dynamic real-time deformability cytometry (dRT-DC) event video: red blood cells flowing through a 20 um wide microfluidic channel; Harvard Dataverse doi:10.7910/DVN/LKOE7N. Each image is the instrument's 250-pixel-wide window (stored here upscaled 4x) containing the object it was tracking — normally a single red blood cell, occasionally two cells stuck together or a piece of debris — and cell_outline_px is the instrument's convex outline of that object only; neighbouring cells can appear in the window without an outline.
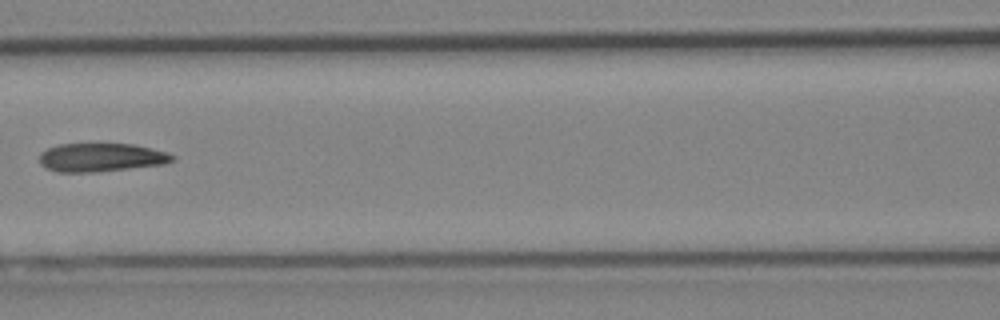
{"species": "Egyptian fruit bat (a non-hibernating species)", "species_latin": "Rousettus aegyptiacus", "temperature_condition": "cold", "stored_images_in_passage": 7, "camera_frame_rate_fps": 3000, "um_per_image_px": 0.085, "animal": {"sex": "female"}, "frame": {"image": 1, "passage_image": 7, "time_ms": 2.0, "image_size_px": [1000, 320], "cell_outline_px": [[176, 160], [164, 164], [96, 172], [56, 172], [40, 164], [40, 152], [48, 148], [60, 144], [132, 144], [168, 152], [176, 156]], "centroid_in_image_um": [8.62, 13.38], "position_along_channel_um": 158.0, "area_um2": 22.08}}